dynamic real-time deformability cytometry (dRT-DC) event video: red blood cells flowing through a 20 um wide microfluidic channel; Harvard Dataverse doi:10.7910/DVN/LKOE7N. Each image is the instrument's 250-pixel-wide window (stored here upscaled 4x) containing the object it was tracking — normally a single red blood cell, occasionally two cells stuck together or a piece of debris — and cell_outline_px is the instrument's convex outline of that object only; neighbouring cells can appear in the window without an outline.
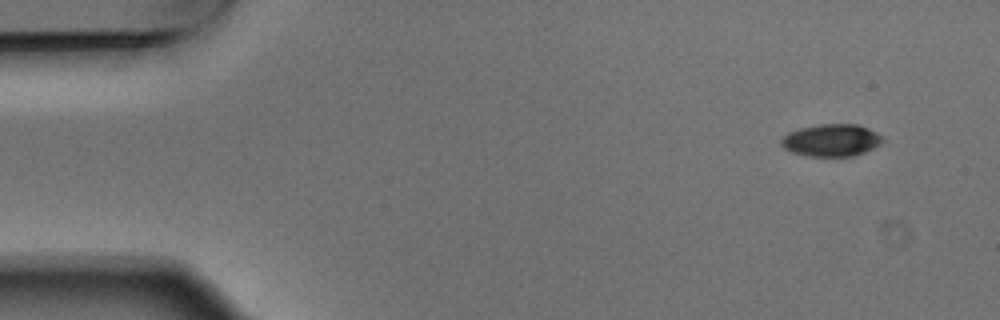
{"species": "Egyptian fruit bat (a non-hibernating species)", "species_latin": "Rousettus aegyptiacus", "temperature_condition": "warm", "stored_images_in_passage": 5, "camera_frame_rate_fps": 3000, "um_per_image_px": 0.085, "animal": {"sex": "male"}, "frame": {"image": 1, "passage_image": 1, "time_ms": 0.0, "image_size_px": [1000, 320], "cell_outline_px": [[884, 140], [880, 144], [864, 152], [852, 156], [808, 156], [792, 152], [784, 148], [780, 144], [780, 140], [788, 132], [800, 128], [820, 124], [856, 124], [868, 128], [876, 132]], "centroid_in_image_um": [70.64, 11.92], "position_along_channel_um": 14.4, "area_um2": 18.96}}
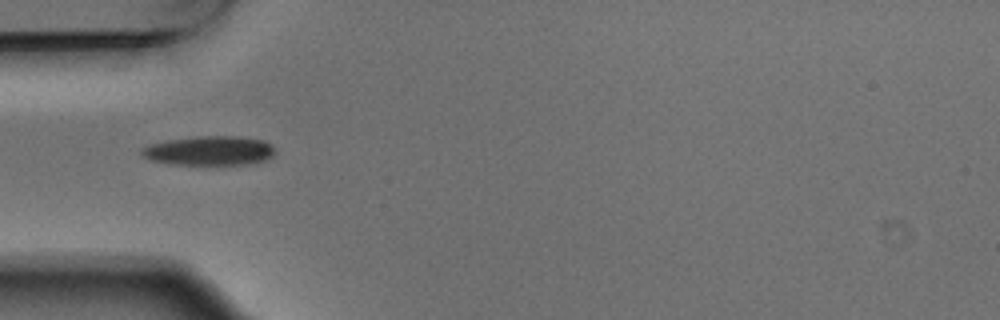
{"frame": {"image": 2, "passage_image": 4, "time_ms": 1.0, "image_size_px": [1000, 320], "cell_outline_px": [[276, 152], [268, 160], [248, 164], [168, 164], [148, 160], [140, 156], [140, 148], [152, 144], [168, 140], [200, 136], [236, 136], [264, 140], [272, 144], [276, 148]], "centroid_in_image_um": [17.81, 12.81], "position_along_channel_um": 67.2, "area_um2": 23.06}}
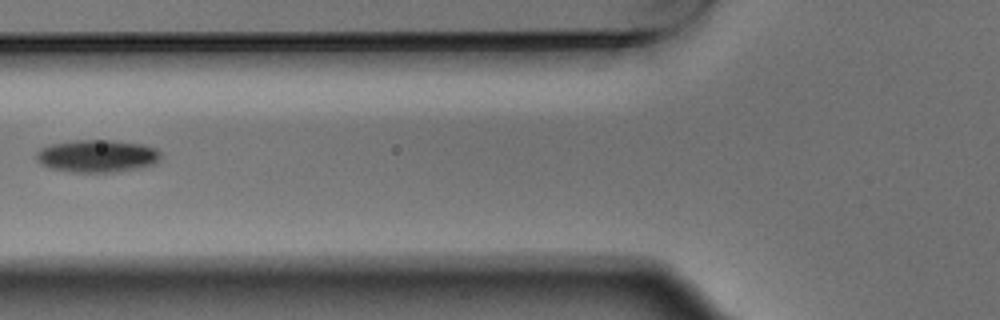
{"frame": {"image": 3, "passage_image": 5, "time_ms": 1.333, "image_size_px": [1000, 320], "cell_outline_px": [[160, 160], [152, 164], [140, 168], [116, 172], [72, 172], [48, 168], [40, 164], [36, 160], [36, 152], [40, 148], [48, 144], [72, 140], [112, 140], [140, 144], [156, 148], [160, 152]], "centroid_in_image_um": [8.21, 13.26], "position_along_channel_um": 117.6, "area_um2": 23.87}}